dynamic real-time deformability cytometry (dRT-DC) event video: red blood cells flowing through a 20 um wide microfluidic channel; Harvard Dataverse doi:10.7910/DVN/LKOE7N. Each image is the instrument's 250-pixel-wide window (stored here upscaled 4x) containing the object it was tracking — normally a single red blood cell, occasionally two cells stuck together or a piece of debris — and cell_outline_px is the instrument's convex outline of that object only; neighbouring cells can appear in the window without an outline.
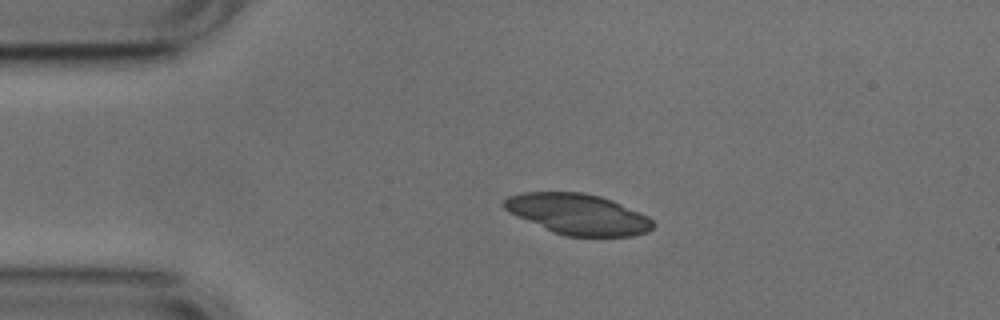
{"species": "common noctule bat (a hibernating species)", "species_latin": "Nyctalus noctula", "temperature_condition": "cold", "stored_images_in_passage": 42, "camera_frame_rate_fps": 3000, "um_per_image_px": 0.085, "animal": {"sex": "male", "body_mass_g": 17.9, "forearm_length_mm": 54.2}, "frame": {"image": 1, "passage_image": 1, "time_ms": 0.0, "image_size_px": [1000, 320], "cell_outline_px": [[656, 224], [648, 232], [632, 236], [564, 236], [552, 232], [516, 216], [508, 212], [504, 208], [504, 200], [508, 196], [520, 192], [584, 192], [600, 196], [612, 200], [648, 216]], "centroid_in_image_um": [49.12, 18.2], "position_along_channel_um": 35.9, "area_um2": 35.43}}